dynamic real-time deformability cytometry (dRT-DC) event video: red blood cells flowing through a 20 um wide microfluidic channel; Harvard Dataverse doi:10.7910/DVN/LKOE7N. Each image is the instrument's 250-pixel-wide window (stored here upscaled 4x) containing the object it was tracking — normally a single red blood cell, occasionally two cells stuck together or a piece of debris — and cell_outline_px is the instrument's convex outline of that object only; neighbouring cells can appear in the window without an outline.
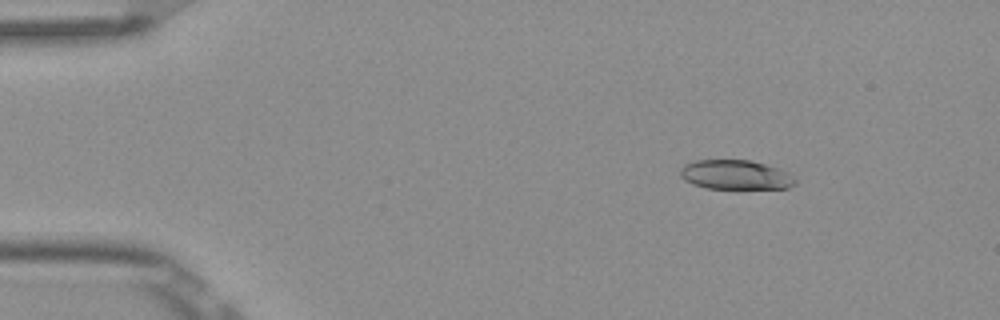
{"species": "Egyptian fruit bat (a non-hibernating species)", "species_latin": "Rousettus aegyptiacus", "temperature_condition": "room temperature", "stored_images_in_passage": 6, "camera_frame_rate_fps": 3000, "um_per_image_px": 0.085, "frame": {"image": 1, "passage_image": 3, "time_ms": 0.667, "image_size_px": [1000, 320], "cell_outline_px": [[796, 184], [788, 188], [704, 188], [692, 184], [684, 180], [680, 176], [680, 168], [684, 164], [696, 160], [748, 160], [764, 164], [788, 172], [796, 176]], "centroid_in_image_um": [62.51, 14.86], "position_along_channel_um": 22.5, "area_um2": 19.77}}
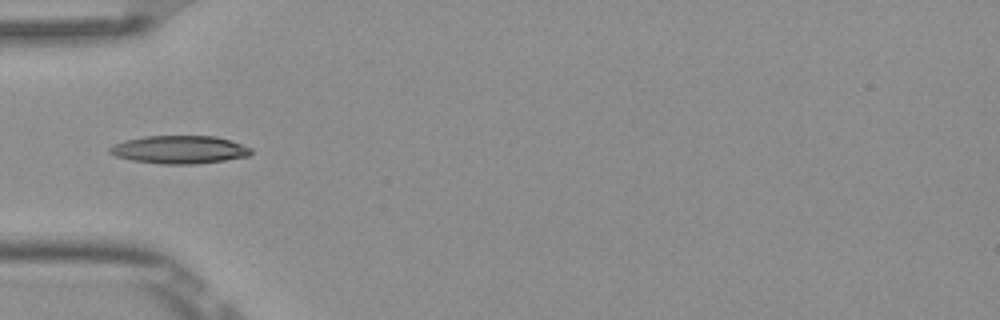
{"frame": {"image": 2, "passage_image": 6, "time_ms": 1.667, "image_size_px": [1000, 320], "cell_outline_px": [[252, 152], [248, 156], [224, 160], [196, 164], [160, 164], [132, 160], [116, 156], [108, 152], [108, 148], [124, 140], [144, 136], [216, 136], [252, 148]], "centroid_in_image_um": [15.23, 12.72], "position_along_channel_um": 69.8, "area_um2": 22.95}}